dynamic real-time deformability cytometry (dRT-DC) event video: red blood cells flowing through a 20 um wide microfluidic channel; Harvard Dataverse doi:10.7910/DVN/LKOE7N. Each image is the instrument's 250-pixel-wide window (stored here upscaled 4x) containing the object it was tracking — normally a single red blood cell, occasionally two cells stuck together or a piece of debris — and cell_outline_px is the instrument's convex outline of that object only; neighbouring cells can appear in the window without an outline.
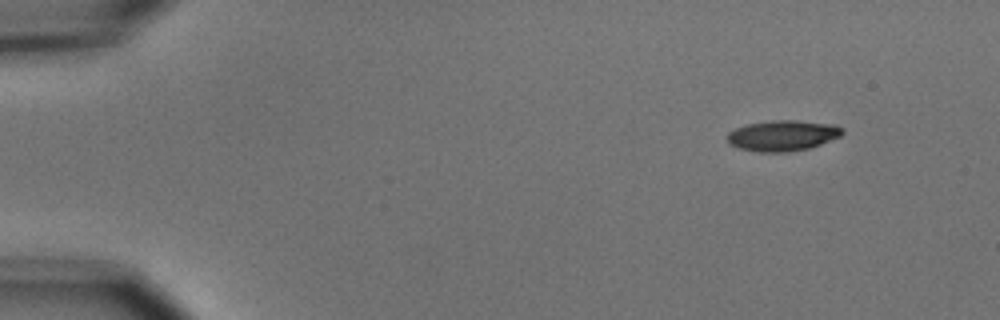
{"species": "common noctule bat (a hibernating species)", "species_latin": "Nyctalus noctula", "temperature_condition": "cold", "stored_images_in_passage": 4, "camera_frame_rate_fps": 3000, "um_per_image_px": 0.085, "animal": {"sex": "male", "body_mass_g": 15.6}, "frame": {"image": 1, "passage_image": 1, "time_ms": 0.0, "image_size_px": [1000, 320], "cell_outline_px": [[844, 132], [840, 136], [820, 144], [808, 148], [784, 152], [756, 152], [740, 148], [728, 144], [728, 132], [736, 128], [748, 124], [772, 120], [796, 120], [836, 124], [844, 128]], "centroid_in_image_um": [66.54, 11.51], "position_along_channel_um": 18.5, "area_um2": 20.58}}